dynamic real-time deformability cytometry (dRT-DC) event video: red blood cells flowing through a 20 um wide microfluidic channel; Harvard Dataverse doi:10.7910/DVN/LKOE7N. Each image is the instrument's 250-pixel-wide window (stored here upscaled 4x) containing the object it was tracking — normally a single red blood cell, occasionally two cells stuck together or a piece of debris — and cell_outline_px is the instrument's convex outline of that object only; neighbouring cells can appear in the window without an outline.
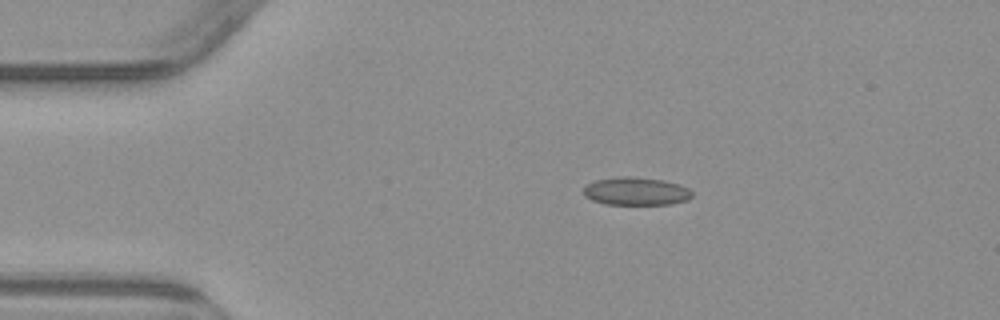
{"species": "common noctule bat (a hibernating species)", "species_latin": "Nyctalus noctula", "temperature_condition": "warm", "stored_images_in_passage": 3, "camera_frame_rate_fps": 3000, "um_per_image_px": 0.085, "animal": {"sex": "male", "body_mass_g": 23.1, "forearm_length_mm": 52.7}, "frame": {"image": 1, "passage_image": 1, "time_ms": 0.0, "image_size_px": [1000, 320], "cell_outline_px": [[692, 196], [688, 200], [672, 204], [604, 204], [592, 200], [584, 196], [584, 188], [588, 184], [596, 180], [620, 176], [632, 176], [664, 180], [680, 184], [688, 188], [692, 192]], "centroid_in_image_um": [54.08, 16.25], "position_along_channel_um": 30.9, "area_um2": 17.8}}
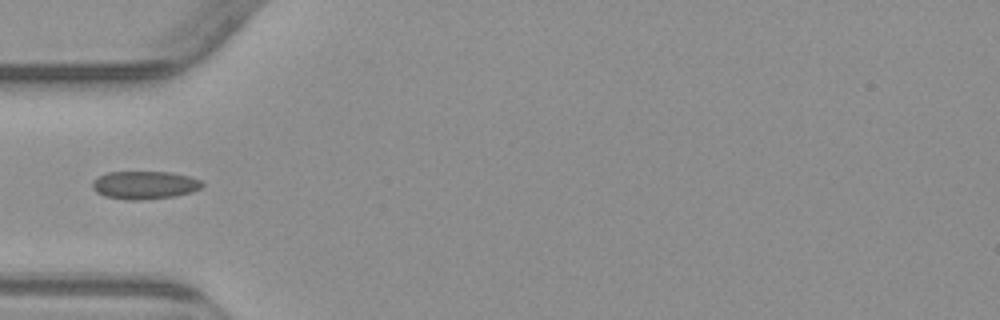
{"frame": {"image": 2, "passage_image": 3, "time_ms": 2.333, "image_size_px": [1000, 320], "cell_outline_px": [[204, 184], [200, 188], [192, 192], [172, 196], [140, 200], [128, 200], [104, 196], [96, 192], [92, 188], [92, 180], [108, 172], [172, 172], [188, 176], [200, 180]], "centroid_in_image_um": [12.27, 15.73], "position_along_channel_um": 72.7, "area_um2": 17.86}}